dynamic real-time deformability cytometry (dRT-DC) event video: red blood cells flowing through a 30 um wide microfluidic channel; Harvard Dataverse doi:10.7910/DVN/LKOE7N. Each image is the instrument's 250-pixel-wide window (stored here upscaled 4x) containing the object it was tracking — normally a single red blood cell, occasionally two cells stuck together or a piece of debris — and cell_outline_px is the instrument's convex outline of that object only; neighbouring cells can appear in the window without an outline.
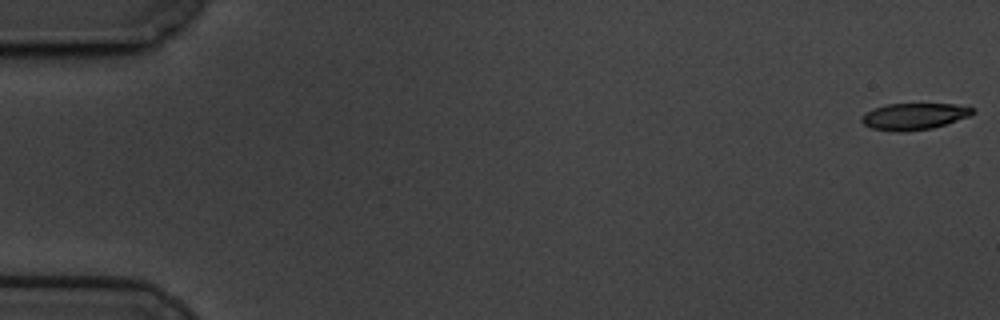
{"species": "common noctule bat (a hibernating species)", "species_latin": "Nyctalus noctula", "temperature_condition": "cold", "stored_images_in_passage": 19, "camera_frame_rate_fps": 3000, "um_per_image_px": 0.085, "animal": {"sex": "male", "body_mass_g": 19.5, "forearm_length_mm": 54.6}, "frame": {"image": 1, "passage_image": 1, "time_ms": 0.0, "image_size_px": [1000, 320], "cell_outline_px": [[976, 112], [968, 116], [932, 128], [904, 132], [896, 132], [872, 128], [864, 124], [860, 120], [860, 116], [864, 112], [872, 108], [888, 104], [956, 104], [976, 108]], "centroid_in_image_um": [77.66, 9.88], "position_along_channel_um": 7.3, "area_um2": 17.28}}
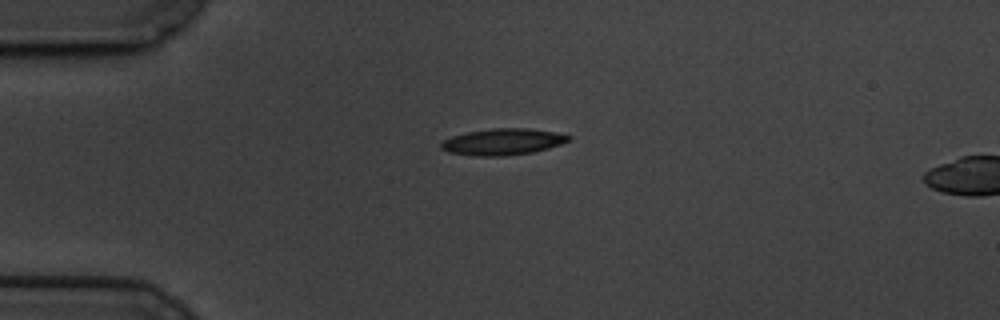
{"frame": {"image": 2, "passage_image": 15, "time_ms": 4.667, "image_size_px": [1000, 320], "cell_outline_px": [[572, 136], [568, 140], [560, 144], [548, 148], [532, 152], [504, 156], [472, 156], [448, 152], [440, 148], [440, 144], [444, 140], [452, 136], [468, 132], [492, 128], [528, 128], [552, 132]], "centroid_in_image_um": [42.68, 12.06], "position_along_channel_um": 42.3, "area_um2": 19.48}}